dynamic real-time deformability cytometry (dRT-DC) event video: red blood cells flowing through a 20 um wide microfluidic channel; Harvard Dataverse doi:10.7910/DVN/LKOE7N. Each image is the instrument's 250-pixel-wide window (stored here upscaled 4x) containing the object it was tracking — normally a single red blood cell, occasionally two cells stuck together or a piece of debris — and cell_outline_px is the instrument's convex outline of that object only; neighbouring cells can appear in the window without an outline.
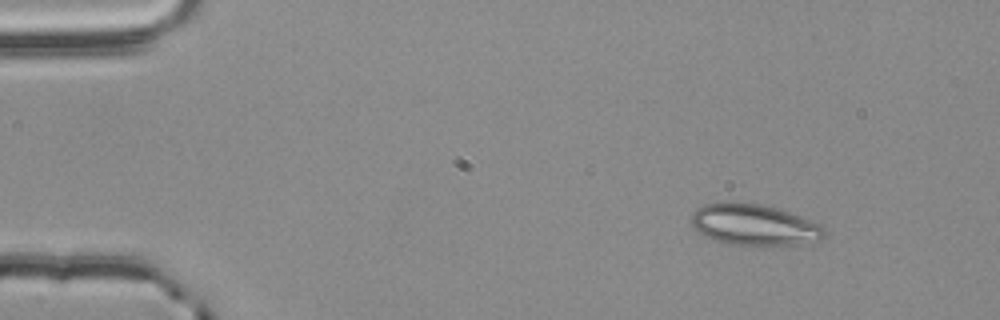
{"species": "common noctule bat (a hibernating species)", "species_latin": "Nyctalus noctula", "temperature_condition": "room temperature", "stored_images_in_passage": 50, "camera_frame_rate_fps": 3000, "um_per_image_px": 0.085, "animal": {"sex": "male", "body_mass_g": 20.4}, "frame": {"image": 1, "passage_image": 1, "time_ms": 0.0, "image_size_px": [1000, 320], "cell_outline_px": [[828, 232], [820, 240], [796, 244], [724, 244], [712, 240], [704, 236], [692, 224], [692, 212], [696, 208], [704, 204], [728, 200], [764, 204], [800, 216], [820, 224]], "centroid_in_image_um": [64.07, 19.07], "position_along_channel_um": 20.9, "area_um2": 32.08}}
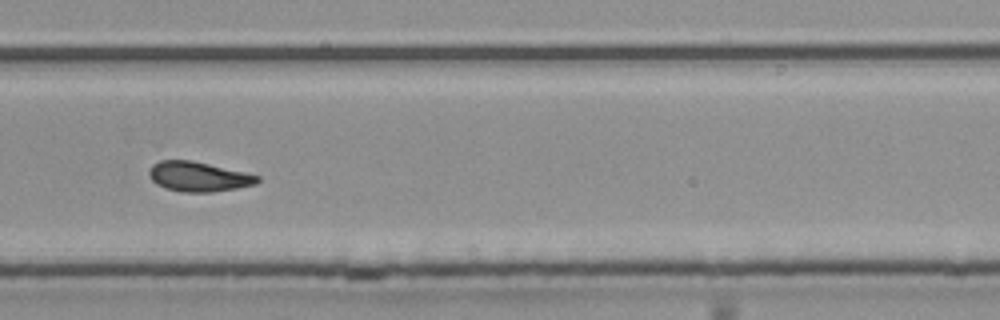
{"frame": {"image": 2, "passage_image": 32, "time_ms": 10.333, "image_size_px": [1000, 320], "cell_outline_px": [[260, 180], [256, 184], [236, 188], [212, 192], [184, 192], [164, 188], [156, 184], [152, 180], [148, 172], [152, 164], [160, 160], [192, 160], [244, 172], [260, 176]], "centroid_in_image_um": [16.85, 15.01], "position_along_channel_um": 312.9, "area_um2": 18.79}}
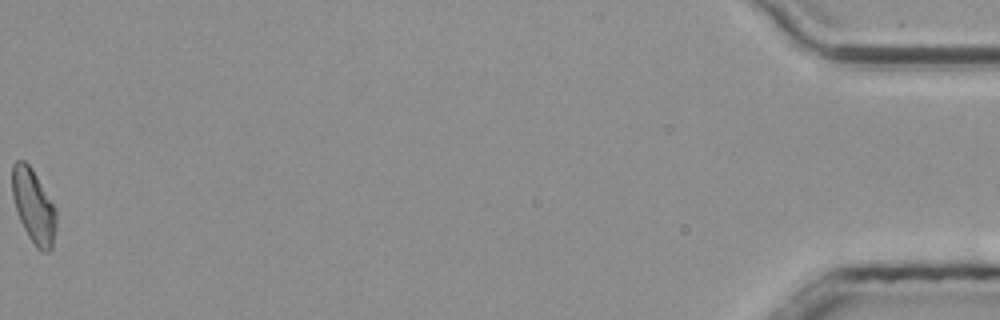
{"frame": {"image": 3, "passage_image": 50, "time_ms": 16.333, "image_size_px": [1000, 320], "cell_outline_px": [[56, 228], [52, 248], [48, 252], [44, 252], [36, 248], [28, 236], [20, 220], [12, 196], [12, 164], [16, 160], [24, 160], [32, 168], [56, 208]], "centroid_in_image_um": [2.86, 17.53], "position_along_channel_um": 432.3, "area_um2": 19.02}}